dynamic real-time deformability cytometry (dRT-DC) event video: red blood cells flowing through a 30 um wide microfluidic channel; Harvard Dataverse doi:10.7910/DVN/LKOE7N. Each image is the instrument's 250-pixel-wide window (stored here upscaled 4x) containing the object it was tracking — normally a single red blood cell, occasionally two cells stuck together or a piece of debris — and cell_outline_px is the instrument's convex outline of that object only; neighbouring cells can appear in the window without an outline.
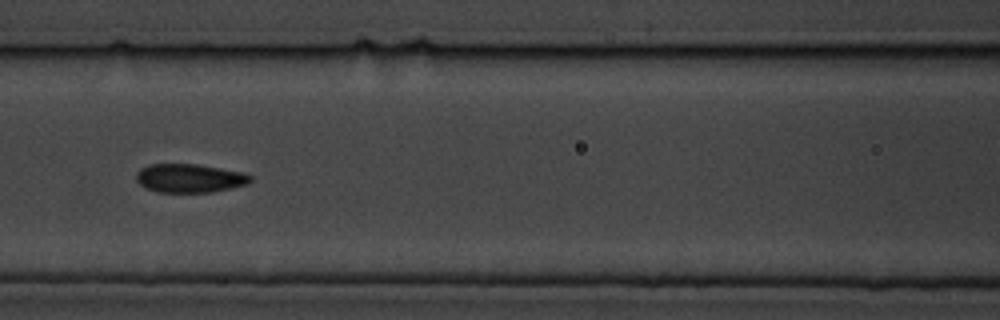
{"species": "common noctule bat (a hibernating species)", "species_latin": "Nyctalus noctula", "temperature_condition": "cold", "stored_images_in_passage": 9, "segment_of_instrument_passage": [1, 2], "camera_frame_rate_fps": 3000, "um_per_image_px": 0.085, "animal": {"sex": "male", "body_mass_g": 19.5, "forearm_length_mm": 54.6}, "frame": {"image": 1, "passage_image": 7, "time_ms": 7.0, "image_size_px": [1000, 320], "cell_outline_px": [[252, 180], [248, 184], [232, 188], [212, 192], [156, 192], [144, 188], [136, 180], [136, 172], [140, 168], [148, 164], [196, 164], [244, 172], [252, 176]], "centroid_in_image_um": [16.11, 15.15], "position_along_channel_um": 150.5, "area_um2": 19.31}}
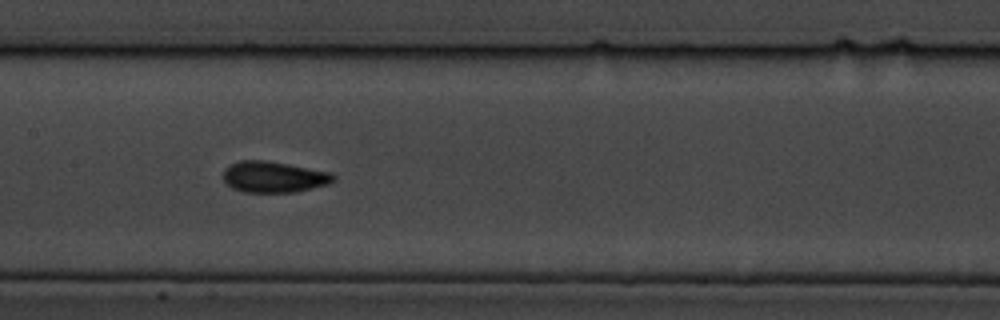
{"frame": {"image": 2, "passage_image": 8, "time_ms": 8.0, "image_size_px": [1000, 320], "cell_outline_px": [[336, 180], [328, 184], [296, 192], [244, 192], [232, 188], [224, 180], [224, 168], [228, 164], [240, 160], [264, 160], [288, 164], [332, 172], [336, 176]], "centroid_in_image_um": [23.28, 15.03], "position_along_channel_um": 184.1, "area_um2": 20.11}}